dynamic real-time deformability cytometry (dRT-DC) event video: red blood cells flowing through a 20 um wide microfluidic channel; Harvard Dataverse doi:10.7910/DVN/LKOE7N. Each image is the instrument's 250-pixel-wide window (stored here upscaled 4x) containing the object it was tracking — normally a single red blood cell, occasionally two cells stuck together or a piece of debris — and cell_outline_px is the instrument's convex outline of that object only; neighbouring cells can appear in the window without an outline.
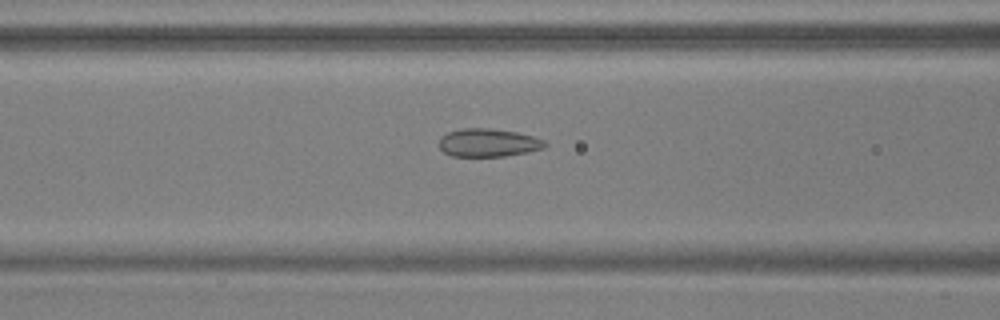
{"species": "common noctule bat (a hibernating species)", "species_latin": "Nyctalus noctula", "temperature_condition": "warm", "stored_images_in_passage": 22, "camera_frame_rate_fps": 3000, "um_per_image_px": 0.085, "animal": {"sex": "male", "body_mass_g": 17.9, "forearm_length_mm": 54.2}, "frame": {"image": 1, "passage_image": 4, "time_ms": 1.0, "image_size_px": [1000, 320], "cell_outline_px": [[548, 144], [544, 148], [528, 152], [504, 156], [452, 156], [444, 152], [440, 148], [440, 140], [448, 132], [460, 128], [492, 128], [516, 132], [532, 136], [544, 140]], "centroid_in_image_um": [41.53, 12.13], "position_along_channel_um": 125.1, "area_um2": 17.28}}
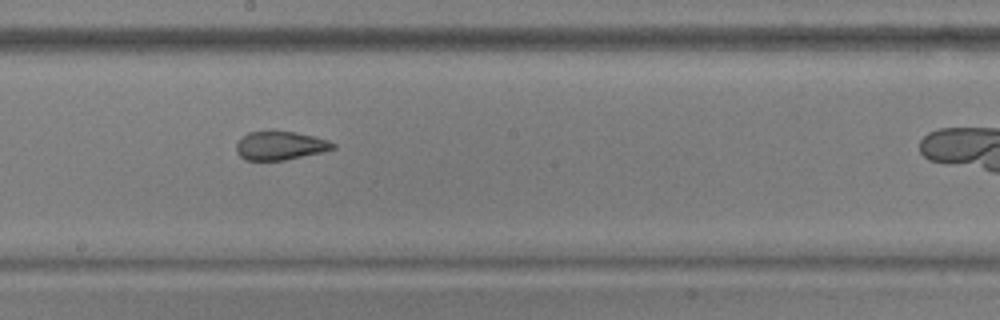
{"frame": {"image": 2, "passage_image": 12, "time_ms": 3.667, "image_size_px": [1000, 320], "cell_outline_px": [[336, 148], [320, 152], [284, 160], [248, 160], [240, 156], [236, 152], [236, 144], [248, 132], [272, 128], [296, 132], [328, 140], [336, 144]], "centroid_in_image_um": [23.79, 12.33], "position_along_channel_um": 224.4, "area_um2": 16.42}}
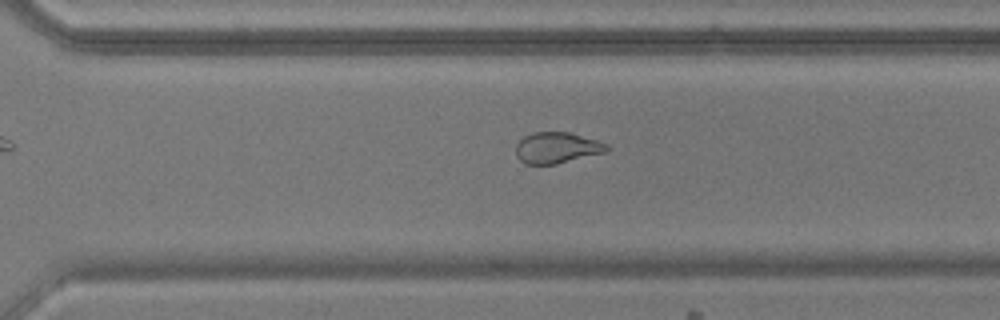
{"frame": {"image": 3, "passage_image": 20, "time_ms": 6.333, "image_size_px": [1000, 320], "cell_outline_px": [[608, 152], [556, 164], [524, 164], [516, 156], [516, 144], [524, 136], [536, 132], [568, 132], [596, 140], [608, 144]], "centroid_in_image_um": [47.34, 12.57], "position_along_channel_um": 323.3, "area_um2": 16.47}}